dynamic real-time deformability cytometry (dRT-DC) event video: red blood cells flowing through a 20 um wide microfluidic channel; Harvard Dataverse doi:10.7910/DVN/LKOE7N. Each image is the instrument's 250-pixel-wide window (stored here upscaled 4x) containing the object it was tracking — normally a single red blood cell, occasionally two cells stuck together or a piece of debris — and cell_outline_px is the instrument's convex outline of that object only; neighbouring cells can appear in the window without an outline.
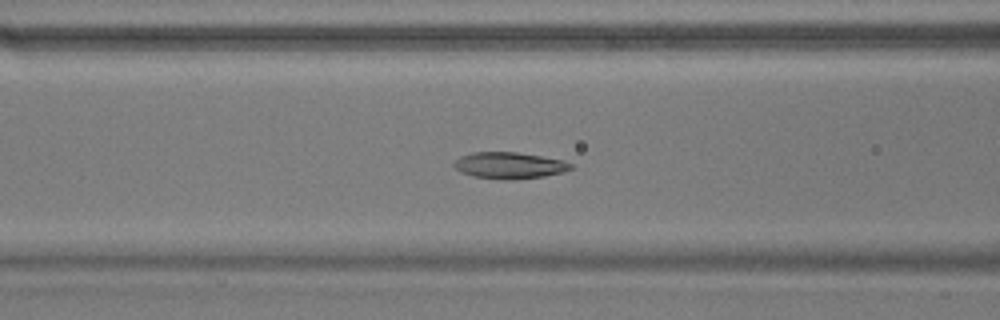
{"species": "common noctule bat (a hibernating species)", "species_latin": "Nyctalus noctula", "temperature_condition": "warm", "stored_images_in_passage": 55, "camera_frame_rate_fps": 3000, "um_per_image_px": 0.085, "animal": {"sex": "male", "body_mass_g": 17.9}, "frame": {"image": 1, "passage_image": 22, "time_ms": 7.0, "image_size_px": [1000, 320], "cell_outline_px": [[572, 168], [564, 172], [544, 176], [516, 180], [504, 180], [472, 176], [460, 172], [452, 164], [460, 156], [472, 152], [516, 152], [564, 160], [572, 164]], "centroid_in_image_um": [43.29, 14.07], "position_along_channel_um": 123.3, "area_um2": 18.15}}
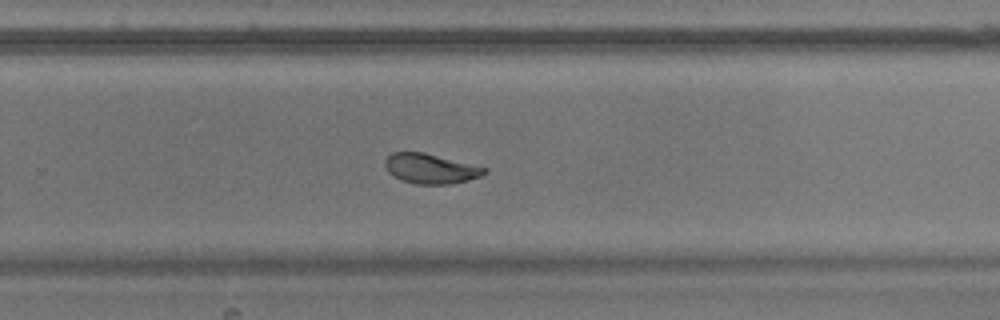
{"frame": {"image": 2, "passage_image": 36, "time_ms": 11.667, "image_size_px": [1000, 320], "cell_outline_px": [[488, 172], [480, 176], [468, 180], [448, 184], [416, 184], [400, 180], [392, 176], [388, 172], [384, 164], [384, 160], [392, 152], [424, 152], [488, 168]], "centroid_in_image_um": [36.57, 14.33], "position_along_channel_um": 293.2, "area_um2": 17.4}}
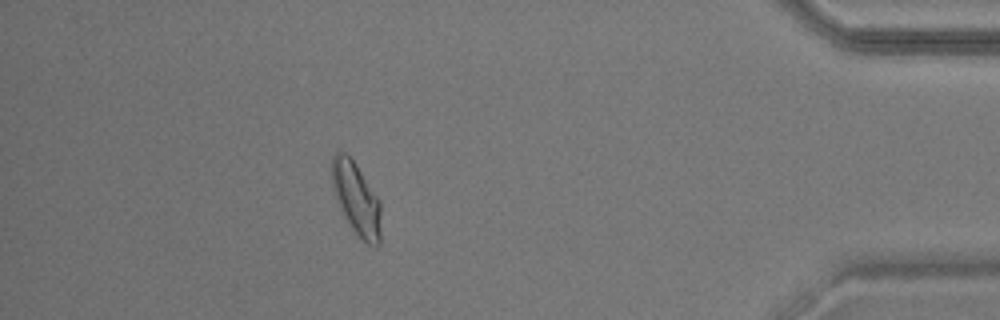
{"frame": {"image": 3, "passage_image": 49, "time_ms": 16.0, "image_size_px": [1000, 320], "cell_outline_px": [[380, 244], [376, 248], [368, 244], [352, 228], [344, 216], [340, 208], [332, 188], [332, 156], [336, 152], [344, 152], [356, 164], [380, 200]], "centroid_in_image_um": [30.29, 16.89], "position_along_channel_um": 404.9, "area_um2": 20.52}, "authors_computed_cell_mechanics": {"area_um2": 18.6116, "velocity_mm_per_s": 3.6515, "shape_relaxation_time_tau1_ms": 3.6645, "shape_relaxation_time_tau2_ms": 1.606, "deformation_change_tau1": 0.1388, "deformation_change_tau2": 0.0559}}